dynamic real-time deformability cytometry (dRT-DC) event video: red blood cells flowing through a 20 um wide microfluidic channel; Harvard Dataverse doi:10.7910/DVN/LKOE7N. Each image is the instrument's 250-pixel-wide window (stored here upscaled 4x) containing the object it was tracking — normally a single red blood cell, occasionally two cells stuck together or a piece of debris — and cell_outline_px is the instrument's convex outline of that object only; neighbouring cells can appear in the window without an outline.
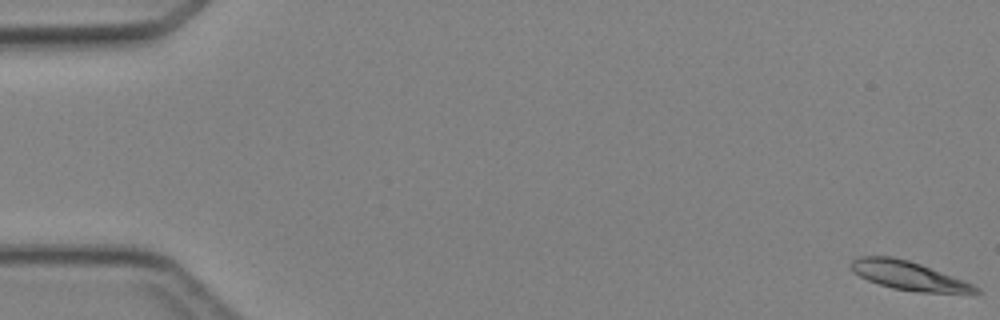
{"species": "Egyptian fruit bat (a non-hibernating species)", "species_latin": "Rousettus aegyptiacus", "temperature_condition": "cold", "stored_images_in_passage": 5, "camera_frame_rate_fps": 3000, "um_per_image_px": 0.085, "animal": {"sex": "female"}, "frame": {"image": 1, "passage_image": 1, "time_ms": 0.0, "image_size_px": [1000, 320], "cell_outline_px": [[984, 292], [972, 296], [916, 292], [892, 288], [868, 280], [852, 272], [848, 264], [852, 260], [860, 256], [892, 256], [908, 260], [920, 264], [964, 280], [980, 288]], "centroid_in_image_um": [77.37, 23.48], "position_along_channel_um": 7.6, "area_um2": 21.73}}
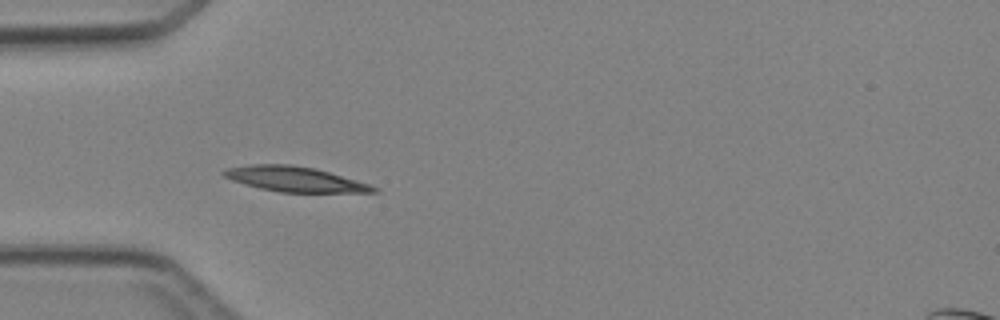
{"frame": {"image": 2, "passage_image": 5, "time_ms": 4.667, "image_size_px": [1000, 320], "cell_outline_px": [[380, 192], [280, 192], [260, 188], [244, 184], [232, 180], [224, 176], [220, 172], [228, 168], [252, 164], [292, 164], [312, 168], [328, 172], [368, 184], [380, 188]], "centroid_in_image_um": [25.04, 15.23], "position_along_channel_um": 60.0, "area_um2": 21.56}}